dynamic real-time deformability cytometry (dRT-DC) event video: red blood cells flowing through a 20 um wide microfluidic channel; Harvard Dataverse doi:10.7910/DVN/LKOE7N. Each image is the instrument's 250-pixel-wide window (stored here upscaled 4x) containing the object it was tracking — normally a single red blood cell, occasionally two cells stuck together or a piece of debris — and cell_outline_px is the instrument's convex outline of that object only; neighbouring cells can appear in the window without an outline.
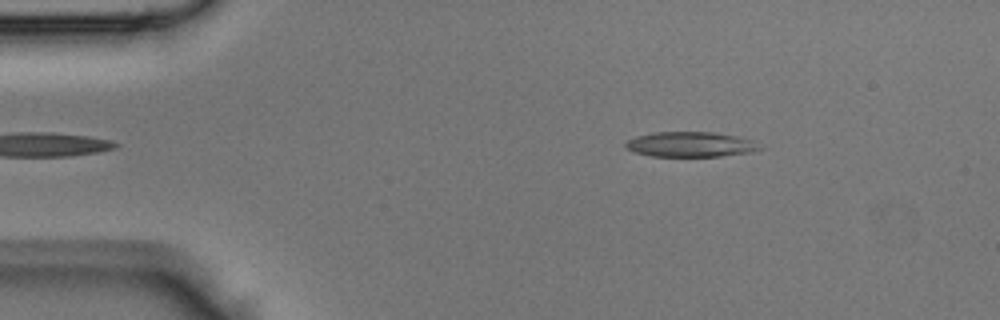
{"species": "Egyptian fruit bat (a non-hibernating species)", "species_latin": "Rousettus aegyptiacus", "temperature_condition": "room temperature", "stored_images_in_passage": 37, "camera_frame_rate_fps": 3000, "um_per_image_px": 0.085, "animal": {"sex": "male"}, "frame": {"image": 1, "passage_image": 1, "time_ms": 0.0, "image_size_px": [1000, 320], "cell_outline_px": [[764, 148], [752, 152], [720, 156], [652, 156], [636, 152], [624, 148], [624, 144], [628, 140], [636, 136], [652, 132], [716, 132], [736, 136], [752, 140]], "centroid_in_image_um": [58.69, 12.27], "position_along_channel_um": 26.3, "area_um2": 19.65}}
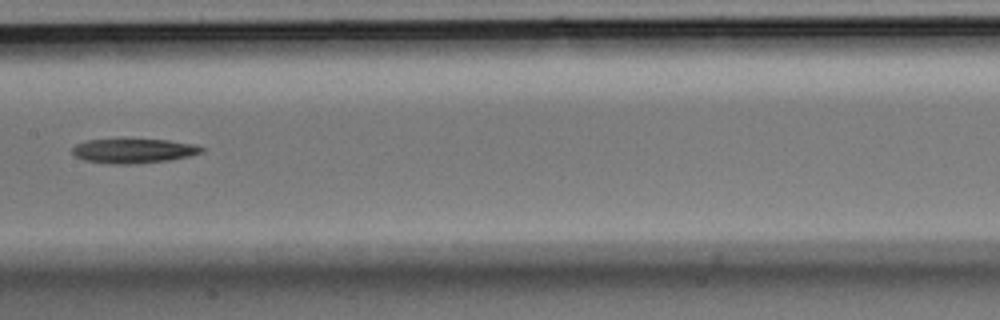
{"frame": {"image": 2, "passage_image": 16, "time_ms": 5.0, "image_size_px": [1000, 320], "cell_outline_px": [[204, 152], [188, 156], [168, 160], [136, 164], [112, 164], [84, 160], [76, 156], [72, 152], [72, 148], [76, 144], [88, 140], [168, 140], [196, 144], [204, 148]], "centroid_in_image_um": [11.38, 12.83], "position_along_channel_um": 196.0, "area_um2": 18.26}}
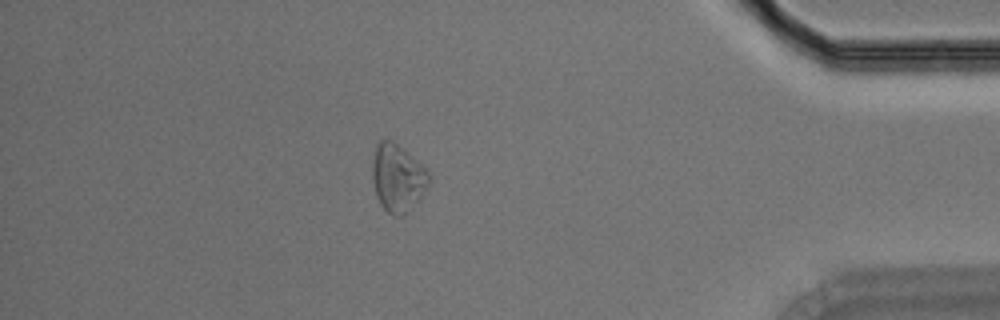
{"frame": {"image": 3, "passage_image": 32, "time_ms": 10.333, "image_size_px": [1000, 320], "cell_outline_px": [[432, 180], [420, 196], [400, 216], [396, 216], [388, 212], [380, 204], [376, 196], [372, 180], [372, 164], [376, 144], [380, 140], [392, 140], [420, 164], [432, 176]], "centroid_in_image_um": [33.76, 15.09], "position_along_channel_um": 401.4, "area_um2": 21.73}}